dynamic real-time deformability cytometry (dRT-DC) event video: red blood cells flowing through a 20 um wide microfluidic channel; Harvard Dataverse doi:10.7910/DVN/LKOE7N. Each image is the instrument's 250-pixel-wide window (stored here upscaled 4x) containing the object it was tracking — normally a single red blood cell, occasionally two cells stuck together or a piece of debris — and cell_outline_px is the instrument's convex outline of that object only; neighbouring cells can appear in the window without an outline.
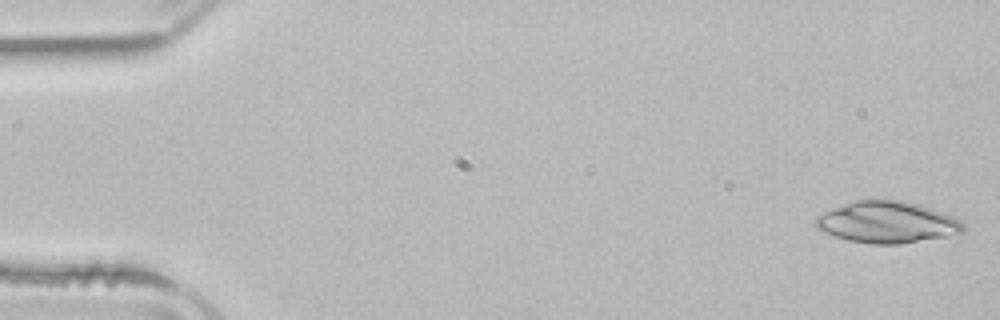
{"species": "common noctule bat (a hibernating species)", "species_latin": "Nyctalus noctula", "temperature_condition": "room temperature", "stored_images_in_passage": 15, "camera_frame_rate_fps": 3000, "um_per_image_px": 0.085, "animal": {"sex": "male", "body_mass_g": 21.5, "forearm_length_mm": 52.0}, "frame": {"image": 1, "passage_image": 1, "time_ms": 0.0, "image_size_px": [1000, 320], "cell_outline_px": [[964, 232], [944, 236], [900, 244], [872, 244], [848, 240], [836, 236], [820, 228], [816, 224], [816, 216], [824, 212], [856, 200], [900, 200], [916, 204], [952, 216], [960, 220], [964, 224]], "centroid_in_image_um": [75.43, 18.9], "position_along_channel_um": 9.6, "area_um2": 34.85}}